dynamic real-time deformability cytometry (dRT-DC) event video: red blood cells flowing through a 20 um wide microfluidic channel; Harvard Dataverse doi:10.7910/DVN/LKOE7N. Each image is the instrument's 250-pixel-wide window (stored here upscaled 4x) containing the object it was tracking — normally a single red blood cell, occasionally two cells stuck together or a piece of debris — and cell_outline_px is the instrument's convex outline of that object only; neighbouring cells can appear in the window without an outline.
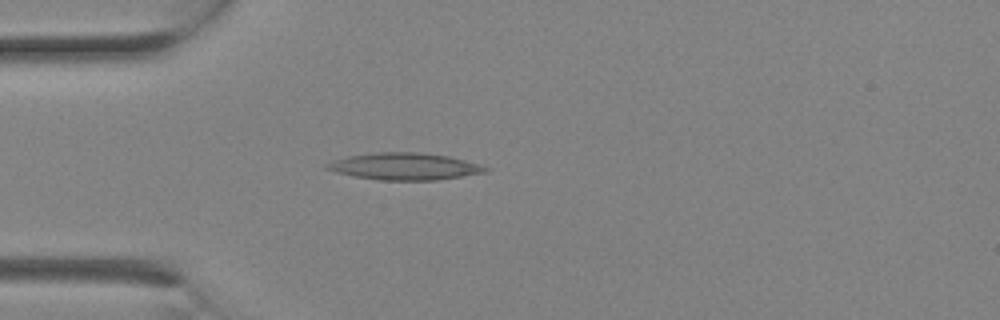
{"species": "Egyptian fruit bat (a non-hibernating species)", "species_latin": "Rousettus aegyptiacus", "temperature_condition": "room temperature", "stored_images_in_passage": 1, "camera_frame_rate_fps": 3000, "um_per_image_px": 0.085, "animal": {"sex": "female"}, "frame": {"image": 1, "passage_image": 1, "time_ms": 0.0, "image_size_px": [1000, 320], "cell_outline_px": [[492, 168], [488, 172], [436, 180], [380, 180], [352, 176], [336, 172], [324, 168], [324, 164], [348, 156], [376, 152], [420, 152], [448, 156], [480, 164]], "centroid_in_image_um": [34.41, 14.14], "position_along_channel_um": 50.6, "area_um2": 24.97}}